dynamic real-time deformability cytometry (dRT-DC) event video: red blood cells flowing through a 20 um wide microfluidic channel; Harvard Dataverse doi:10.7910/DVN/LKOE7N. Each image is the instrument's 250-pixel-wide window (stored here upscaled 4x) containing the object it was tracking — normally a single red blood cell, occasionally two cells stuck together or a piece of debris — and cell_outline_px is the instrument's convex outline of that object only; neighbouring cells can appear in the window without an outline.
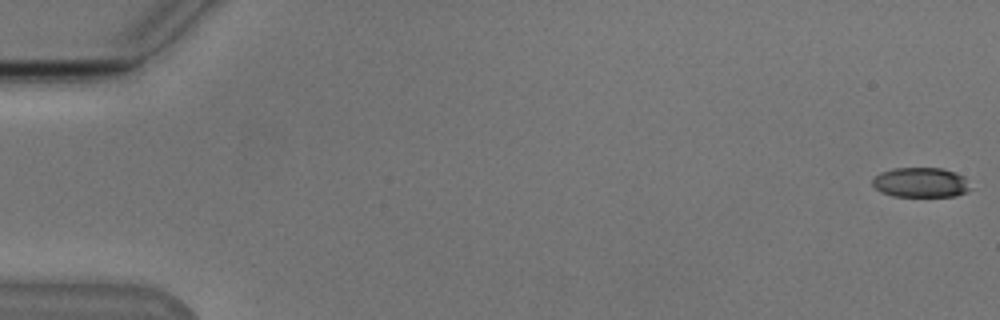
{"species": "Egyptian fruit bat (a non-hibernating species)", "species_latin": "Rousettus aegyptiacus", "temperature_condition": "cold", "stored_images_in_passage": 54, "camera_frame_rate_fps": 3000, "um_per_image_px": 0.085, "animal": {"sex": "male"}, "frame": {"image": 1, "passage_image": 1, "time_ms": 0.0, "image_size_px": [1000, 320], "cell_outline_px": [[972, 188], [956, 196], [892, 196], [880, 192], [872, 184], [872, 180], [880, 172], [892, 168], [944, 168], [956, 172], [964, 176]], "centroid_in_image_um": [78.27, 15.5], "position_along_channel_um": 6.7, "area_um2": 17.17}}
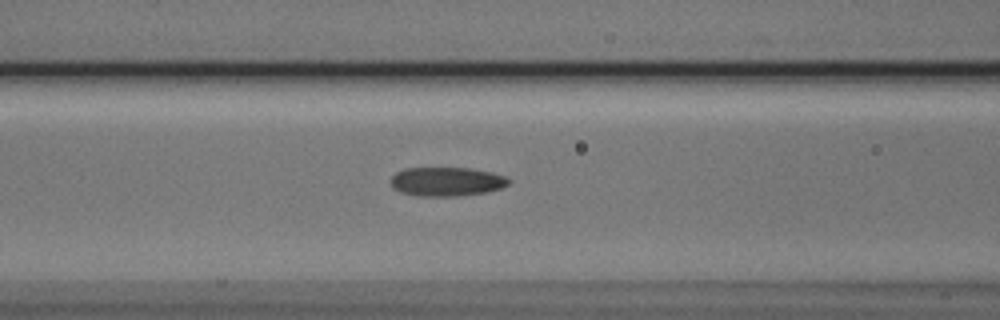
{"frame": {"image": 2, "passage_image": 23, "time_ms": 7.333, "image_size_px": [1000, 320], "cell_outline_px": [[512, 180], [508, 184], [500, 188], [488, 192], [456, 196], [416, 196], [400, 192], [392, 188], [392, 176], [396, 172], [404, 168], [468, 168], [492, 172], [508, 176]], "centroid_in_image_um": [37.99, 15.43], "position_along_channel_um": 128.6, "area_um2": 20.11}}
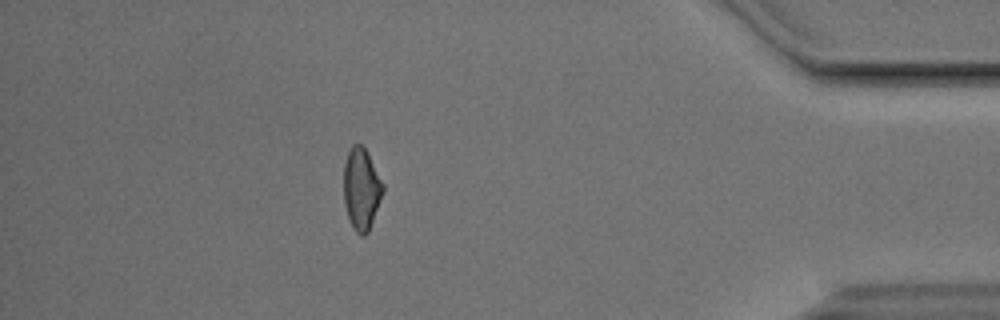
{"frame": {"image": 3, "passage_image": 48, "time_ms": 15.667, "image_size_px": [1000, 320], "cell_outline_px": [[384, 192], [368, 232], [364, 236], [360, 236], [352, 228], [344, 204], [344, 164], [348, 152], [352, 144], [360, 144], [368, 152], [384, 184]], "centroid_in_image_um": [30.73, 16.06], "position_along_channel_um": 404.5, "area_um2": 18.84}, "authors_computed_cell_mechanics": {"area_um2": 19.2763, "velocity_mm_per_s": 3.8455, "shape_relaxation_time_tau1_ms": 6.2003, "shape_relaxation_time_tau2_ms": 2.5525, "deformation_change_tau1": 0.14, "deformation_change_tau2": 0.1033}}